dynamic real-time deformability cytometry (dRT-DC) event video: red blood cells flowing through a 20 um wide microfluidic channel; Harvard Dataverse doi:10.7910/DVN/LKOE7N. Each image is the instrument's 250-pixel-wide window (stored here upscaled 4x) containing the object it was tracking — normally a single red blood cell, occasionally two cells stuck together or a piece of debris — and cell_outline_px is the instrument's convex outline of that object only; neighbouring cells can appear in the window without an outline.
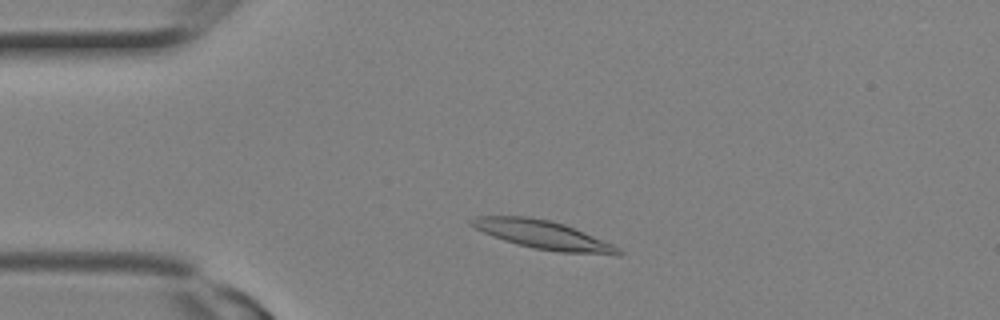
{"species": "Egyptian fruit bat (a non-hibernating species)", "species_latin": "Rousettus aegyptiacus", "temperature_condition": "room temperature", "stored_images_in_passage": 9, "camera_frame_rate_fps": 3000, "um_per_image_px": 0.085, "animal": {"sex": "female"}, "frame": {"image": 1, "passage_image": 4, "time_ms": 1.0, "image_size_px": [1000, 320], "cell_outline_px": [[624, 252], [620, 256], [616, 256], [560, 252], [536, 248], [516, 244], [492, 236], [468, 224], [468, 220], [476, 216], [528, 216], [552, 220], [564, 224], [584, 232], [612, 244], [620, 248]], "centroid_in_image_um": [46.2, 19.97], "position_along_channel_um": 38.8, "area_um2": 24.57}}
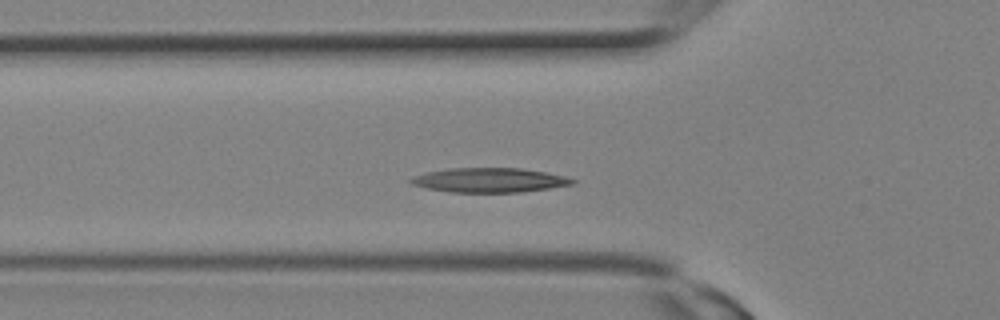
{"frame": {"image": 2, "passage_image": 7, "time_ms": 2.0, "image_size_px": [1000, 320], "cell_outline_px": [[576, 184], [520, 192], [452, 192], [428, 188], [412, 184], [408, 180], [412, 176], [428, 172], [448, 168], [520, 168], [544, 172], [564, 176], [576, 180]], "centroid_in_image_um": [41.6, 15.31], "position_along_channel_um": 84.2, "area_um2": 22.83}}
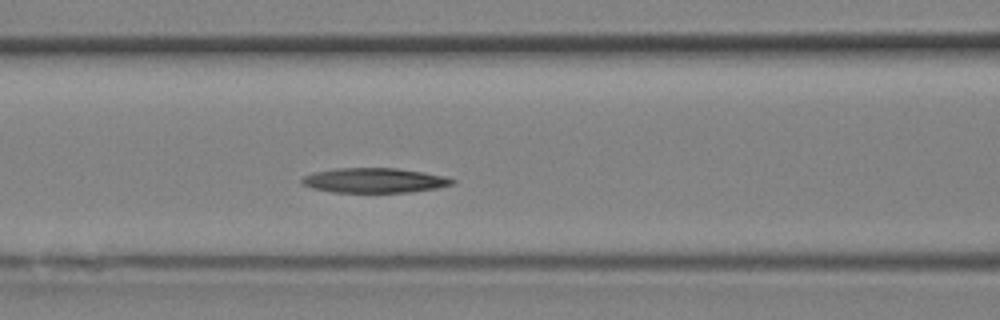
{"frame": {"image": 3, "passage_image": 9, "time_ms": 2.667, "image_size_px": [1000, 320], "cell_outline_px": [[456, 180], [452, 184], [436, 188], [408, 192], [332, 192], [312, 188], [304, 184], [300, 180], [304, 176], [316, 172], [336, 168], [396, 168], [424, 172], [444, 176]], "centroid_in_image_um": [31.82, 15.33], "position_along_channel_um": 134.8, "area_um2": 21.5}}